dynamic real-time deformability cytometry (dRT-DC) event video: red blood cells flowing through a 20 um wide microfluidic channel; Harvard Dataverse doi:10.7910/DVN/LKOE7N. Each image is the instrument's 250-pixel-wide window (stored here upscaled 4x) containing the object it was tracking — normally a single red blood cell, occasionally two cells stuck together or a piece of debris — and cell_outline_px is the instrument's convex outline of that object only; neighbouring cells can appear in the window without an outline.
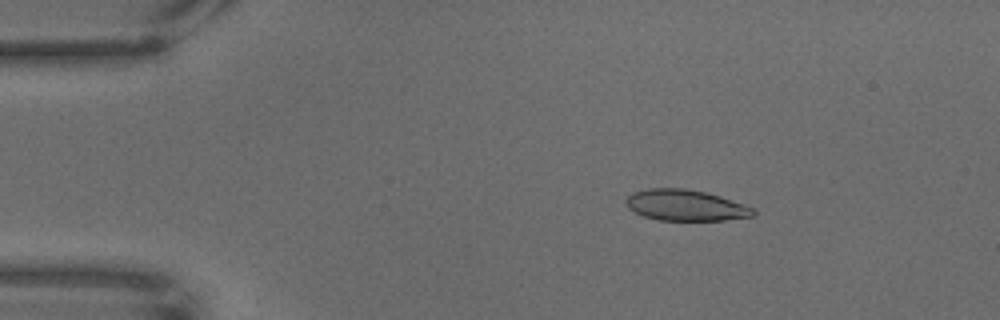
{"species": "common noctule bat (a hibernating species)", "species_latin": "Nyctalus noctula", "temperature_condition": "warm", "stored_images_in_passage": 68, "camera_frame_rate_fps": 3000, "um_per_image_px": 0.085, "animal": {"sex": "male", "body_mass_g": 18.8}, "frame": {"image": 1, "passage_image": 11, "time_ms": 3.333, "image_size_px": [1000, 320], "cell_outline_px": [[756, 216], [724, 220], [660, 220], [644, 216], [628, 208], [624, 200], [632, 192], [648, 188], [684, 188], [704, 192], [720, 196], [752, 208], [756, 212]], "centroid_in_image_um": [58.24, 17.45], "position_along_channel_um": 26.8, "area_um2": 22.89}}
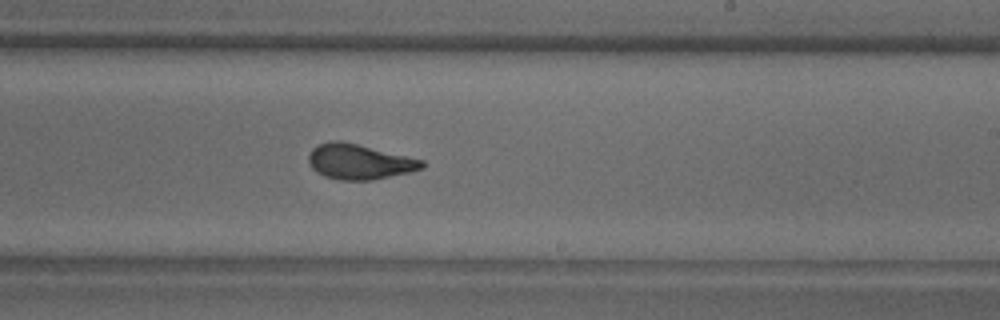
{"frame": {"image": 2, "passage_image": 41, "time_ms": 13.333, "image_size_px": [1000, 320], "cell_outline_px": [[424, 168], [408, 172], [372, 180], [340, 180], [324, 176], [316, 172], [312, 168], [308, 160], [308, 156], [312, 148], [316, 144], [332, 140], [340, 140], [424, 160]], "centroid_in_image_um": [30.5, 13.74], "position_along_channel_um": 258.5, "area_um2": 23.18}}
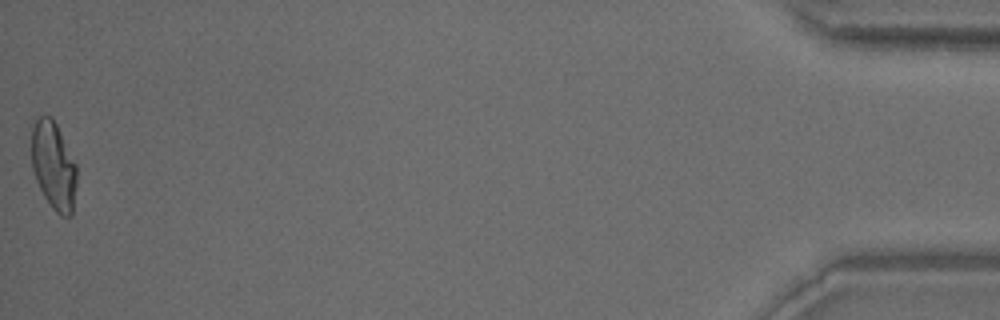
{"frame": {"image": 3, "passage_image": 68, "time_ms": 22.333, "image_size_px": [1000, 320], "cell_outline_px": [[76, 184], [72, 216], [60, 216], [52, 208], [44, 196], [36, 180], [32, 168], [32, 128], [36, 116], [52, 116], [76, 164]], "centroid_in_image_um": [4.55, 14.09], "position_along_channel_um": 430.7, "area_um2": 23.12}}